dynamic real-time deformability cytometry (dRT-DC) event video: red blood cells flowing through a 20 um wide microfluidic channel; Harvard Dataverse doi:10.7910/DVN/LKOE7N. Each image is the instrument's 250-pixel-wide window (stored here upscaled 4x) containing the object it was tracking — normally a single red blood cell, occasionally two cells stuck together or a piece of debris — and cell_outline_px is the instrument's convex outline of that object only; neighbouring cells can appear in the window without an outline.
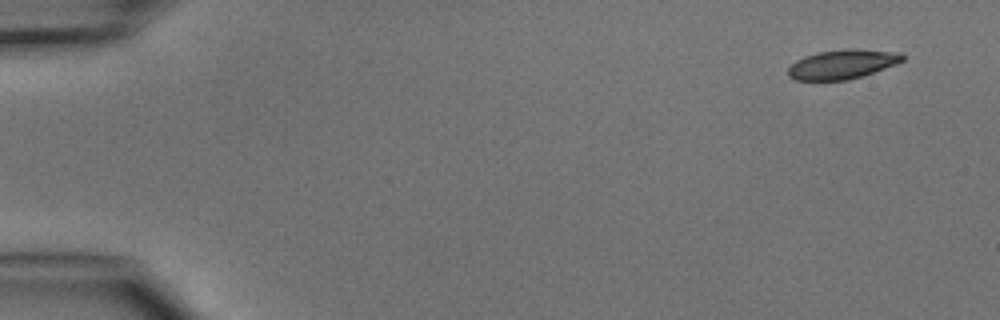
{"species": "common noctule bat (a hibernating species)", "species_latin": "Nyctalus noctula", "temperature_condition": "cold", "stored_images_in_passage": 4, "camera_frame_rate_fps": 3000, "um_per_image_px": 0.085, "animal": {"sex": "male", "body_mass_g": 15.6}, "frame": {"image": 1, "passage_image": 1, "time_ms": 0.0, "image_size_px": [1000, 320], "cell_outline_px": [[904, 60], [896, 64], [848, 80], [796, 80], [788, 76], [788, 68], [796, 60], [804, 56], [816, 52], [848, 48], [852, 48], [900, 52], [904, 56]], "centroid_in_image_um": [71.58, 5.44], "position_along_channel_um": 13.4, "area_um2": 19.54}}
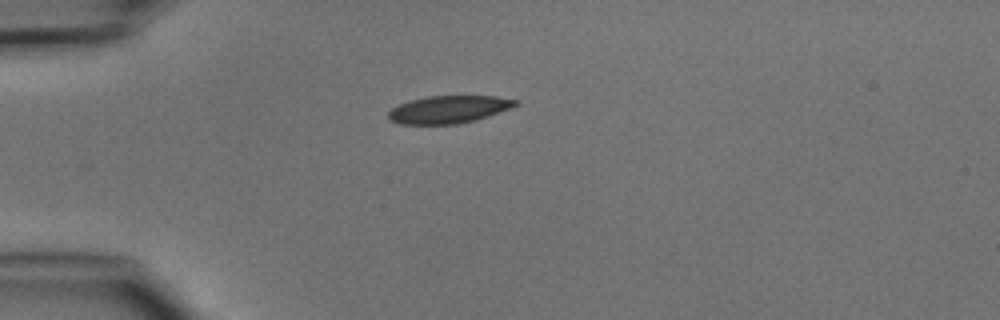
{"frame": {"image": 2, "passage_image": 4, "time_ms": 3.333, "image_size_px": [1000, 320], "cell_outline_px": [[520, 104], [488, 116], [476, 120], [456, 124], [400, 124], [388, 120], [388, 112], [392, 108], [408, 100], [428, 96], [496, 96], [520, 100]], "centroid_in_image_um": [38.14, 9.3], "position_along_channel_um": 46.9, "area_um2": 20.52}}